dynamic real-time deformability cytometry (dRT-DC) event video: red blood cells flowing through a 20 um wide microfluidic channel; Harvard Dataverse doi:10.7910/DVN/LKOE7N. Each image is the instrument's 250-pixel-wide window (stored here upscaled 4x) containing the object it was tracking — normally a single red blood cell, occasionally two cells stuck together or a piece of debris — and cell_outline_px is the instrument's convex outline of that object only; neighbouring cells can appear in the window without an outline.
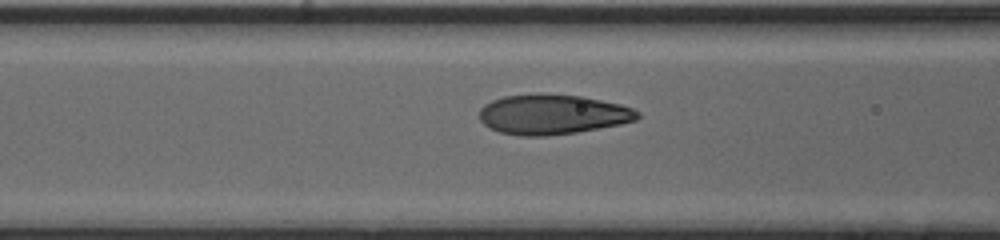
{"species": "human", "species_latin": "Homo sapiens", "temperature_condition": "cold", "stored_images_in_passage": 31, "camera_frame_rate_fps": 3000, "um_per_image_px": 0.085, "donor": {"sex": "male"}, "frame": {"image": 1, "passage_image": 19, "time_ms": 6.0, "image_size_px": [1000, 240], "cell_outline_px": [[640, 116], [636, 120], [620, 124], [576, 132], [544, 136], [520, 136], [500, 132], [484, 124], [480, 120], [480, 108], [484, 104], [492, 100], [504, 96], [584, 96], [620, 104], [632, 108], [640, 112]], "centroid_in_image_um": [46.99, 9.75], "position_along_channel_um": 119.6, "area_um2": 35.95}}
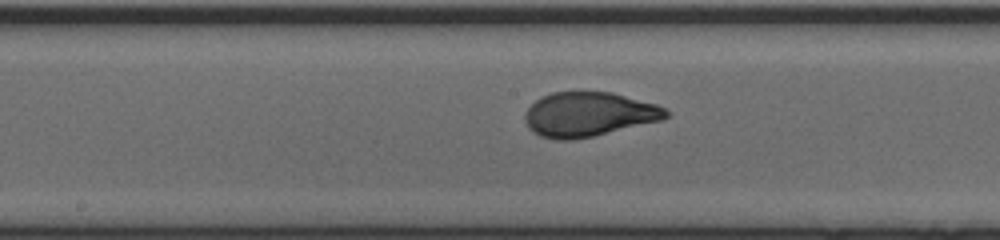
{"frame": {"image": 2, "passage_image": 25, "time_ms": 8.0, "image_size_px": [1000, 240], "cell_outline_px": [[668, 116], [664, 120], [592, 136], [572, 140], [556, 140], [540, 136], [532, 132], [528, 128], [524, 120], [524, 112], [536, 100], [552, 92], [580, 88], [612, 92], [656, 104], [664, 108], [668, 112]], "centroid_in_image_um": [50.01, 9.68], "position_along_channel_um": 198.2, "area_um2": 37.4}}
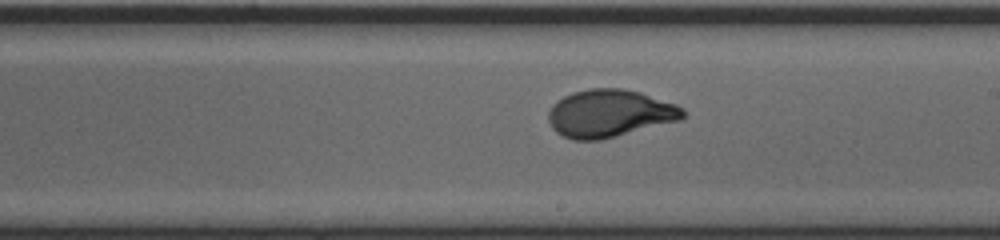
{"frame": {"image": 3, "passage_image": 28, "time_ms": 9.0, "image_size_px": [1000, 240], "cell_outline_px": [[684, 116], [680, 120], [600, 140], [572, 140], [556, 132], [552, 128], [548, 120], [548, 112], [552, 104], [556, 100], [572, 92], [588, 88], [620, 88], [640, 92], [676, 104], [684, 108]], "centroid_in_image_um": [51.79, 9.63], "position_along_channel_um": 237.2, "area_um2": 37.4}}